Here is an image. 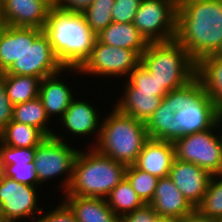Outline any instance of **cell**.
<instances>
[{
  "mask_svg": "<svg viewBox=\"0 0 222 222\" xmlns=\"http://www.w3.org/2000/svg\"><path fill=\"white\" fill-rule=\"evenodd\" d=\"M175 39L197 63L222 44V0H178Z\"/></svg>",
  "mask_w": 222,
  "mask_h": 222,
  "instance_id": "obj_1",
  "label": "cell"
},
{
  "mask_svg": "<svg viewBox=\"0 0 222 222\" xmlns=\"http://www.w3.org/2000/svg\"><path fill=\"white\" fill-rule=\"evenodd\" d=\"M43 32L64 68H80L96 40L82 13L58 8H50Z\"/></svg>",
  "mask_w": 222,
  "mask_h": 222,
  "instance_id": "obj_2",
  "label": "cell"
},
{
  "mask_svg": "<svg viewBox=\"0 0 222 222\" xmlns=\"http://www.w3.org/2000/svg\"><path fill=\"white\" fill-rule=\"evenodd\" d=\"M109 114L101 121L100 134L96 138L98 142L93 148L126 166L134 165L150 139L146 123L120 112L116 107Z\"/></svg>",
  "mask_w": 222,
  "mask_h": 222,
  "instance_id": "obj_3",
  "label": "cell"
},
{
  "mask_svg": "<svg viewBox=\"0 0 222 222\" xmlns=\"http://www.w3.org/2000/svg\"><path fill=\"white\" fill-rule=\"evenodd\" d=\"M127 166L98 152L79 150L73 177L65 195L106 199L111 190L125 178Z\"/></svg>",
  "mask_w": 222,
  "mask_h": 222,
  "instance_id": "obj_4",
  "label": "cell"
},
{
  "mask_svg": "<svg viewBox=\"0 0 222 222\" xmlns=\"http://www.w3.org/2000/svg\"><path fill=\"white\" fill-rule=\"evenodd\" d=\"M141 64L155 77L166 94L185 86L196 77V62L176 40L149 43Z\"/></svg>",
  "mask_w": 222,
  "mask_h": 222,
  "instance_id": "obj_5",
  "label": "cell"
},
{
  "mask_svg": "<svg viewBox=\"0 0 222 222\" xmlns=\"http://www.w3.org/2000/svg\"><path fill=\"white\" fill-rule=\"evenodd\" d=\"M63 69L43 30L23 27L22 54L4 74L33 76L42 80Z\"/></svg>",
  "mask_w": 222,
  "mask_h": 222,
  "instance_id": "obj_6",
  "label": "cell"
},
{
  "mask_svg": "<svg viewBox=\"0 0 222 222\" xmlns=\"http://www.w3.org/2000/svg\"><path fill=\"white\" fill-rule=\"evenodd\" d=\"M221 123L222 114L211 128L174 140L175 158L196 164L211 175L222 173V135L213 133Z\"/></svg>",
  "mask_w": 222,
  "mask_h": 222,
  "instance_id": "obj_7",
  "label": "cell"
},
{
  "mask_svg": "<svg viewBox=\"0 0 222 222\" xmlns=\"http://www.w3.org/2000/svg\"><path fill=\"white\" fill-rule=\"evenodd\" d=\"M62 136L53 134L45 138L35 147L34 164L39 183L67 173L63 179V192H66L73 177L74 163L79 153L78 149L65 143Z\"/></svg>",
  "mask_w": 222,
  "mask_h": 222,
  "instance_id": "obj_8",
  "label": "cell"
},
{
  "mask_svg": "<svg viewBox=\"0 0 222 222\" xmlns=\"http://www.w3.org/2000/svg\"><path fill=\"white\" fill-rule=\"evenodd\" d=\"M177 5L178 0H142L133 24L148 43L174 40Z\"/></svg>",
  "mask_w": 222,
  "mask_h": 222,
  "instance_id": "obj_9",
  "label": "cell"
},
{
  "mask_svg": "<svg viewBox=\"0 0 222 222\" xmlns=\"http://www.w3.org/2000/svg\"><path fill=\"white\" fill-rule=\"evenodd\" d=\"M140 64L141 56L136 51L110 46L96 38L90 57L80 68L72 69L85 74L123 77Z\"/></svg>",
  "mask_w": 222,
  "mask_h": 222,
  "instance_id": "obj_10",
  "label": "cell"
},
{
  "mask_svg": "<svg viewBox=\"0 0 222 222\" xmlns=\"http://www.w3.org/2000/svg\"><path fill=\"white\" fill-rule=\"evenodd\" d=\"M34 186L19 183L3 176L0 180V204L2 215L8 222H16L23 217H35V213L43 211L38 208V200ZM34 216V217H33Z\"/></svg>",
  "mask_w": 222,
  "mask_h": 222,
  "instance_id": "obj_11",
  "label": "cell"
},
{
  "mask_svg": "<svg viewBox=\"0 0 222 222\" xmlns=\"http://www.w3.org/2000/svg\"><path fill=\"white\" fill-rule=\"evenodd\" d=\"M168 176L194 208L201 203L212 177L196 164L176 158L172 162Z\"/></svg>",
  "mask_w": 222,
  "mask_h": 222,
  "instance_id": "obj_12",
  "label": "cell"
},
{
  "mask_svg": "<svg viewBox=\"0 0 222 222\" xmlns=\"http://www.w3.org/2000/svg\"><path fill=\"white\" fill-rule=\"evenodd\" d=\"M50 11L42 0H3L1 13L4 25L33 27L43 30Z\"/></svg>",
  "mask_w": 222,
  "mask_h": 222,
  "instance_id": "obj_13",
  "label": "cell"
},
{
  "mask_svg": "<svg viewBox=\"0 0 222 222\" xmlns=\"http://www.w3.org/2000/svg\"><path fill=\"white\" fill-rule=\"evenodd\" d=\"M221 114L210 98L201 92L189 106L175 113L174 120L179 122L185 135L211 128L219 120Z\"/></svg>",
  "mask_w": 222,
  "mask_h": 222,
  "instance_id": "obj_14",
  "label": "cell"
},
{
  "mask_svg": "<svg viewBox=\"0 0 222 222\" xmlns=\"http://www.w3.org/2000/svg\"><path fill=\"white\" fill-rule=\"evenodd\" d=\"M149 204L160 217L177 219L195 209L169 176L159 178L154 197Z\"/></svg>",
  "mask_w": 222,
  "mask_h": 222,
  "instance_id": "obj_15",
  "label": "cell"
},
{
  "mask_svg": "<svg viewBox=\"0 0 222 222\" xmlns=\"http://www.w3.org/2000/svg\"><path fill=\"white\" fill-rule=\"evenodd\" d=\"M174 158L172 141L149 139L134 165L157 178H162L169 175Z\"/></svg>",
  "mask_w": 222,
  "mask_h": 222,
  "instance_id": "obj_16",
  "label": "cell"
},
{
  "mask_svg": "<svg viewBox=\"0 0 222 222\" xmlns=\"http://www.w3.org/2000/svg\"><path fill=\"white\" fill-rule=\"evenodd\" d=\"M72 70L64 68L60 72L43 78L39 87V98L42 100L47 117L50 119L53 114L59 115V120L74 99L71 89L59 79L62 71Z\"/></svg>",
  "mask_w": 222,
  "mask_h": 222,
  "instance_id": "obj_17",
  "label": "cell"
},
{
  "mask_svg": "<svg viewBox=\"0 0 222 222\" xmlns=\"http://www.w3.org/2000/svg\"><path fill=\"white\" fill-rule=\"evenodd\" d=\"M98 114L96 109L88 102L74 98L59 121L63 123L67 131L76 134V136H91V134L93 135L94 132L98 131L97 136L99 137L101 122L99 124Z\"/></svg>",
  "mask_w": 222,
  "mask_h": 222,
  "instance_id": "obj_18",
  "label": "cell"
},
{
  "mask_svg": "<svg viewBox=\"0 0 222 222\" xmlns=\"http://www.w3.org/2000/svg\"><path fill=\"white\" fill-rule=\"evenodd\" d=\"M176 111L171 106V91L162 99L160 106L146 122L150 139L174 141L183 137L179 122L174 120Z\"/></svg>",
  "mask_w": 222,
  "mask_h": 222,
  "instance_id": "obj_19",
  "label": "cell"
},
{
  "mask_svg": "<svg viewBox=\"0 0 222 222\" xmlns=\"http://www.w3.org/2000/svg\"><path fill=\"white\" fill-rule=\"evenodd\" d=\"M64 202L73 211L78 222H120L108 206L107 199L65 195Z\"/></svg>",
  "mask_w": 222,
  "mask_h": 222,
  "instance_id": "obj_20",
  "label": "cell"
},
{
  "mask_svg": "<svg viewBox=\"0 0 222 222\" xmlns=\"http://www.w3.org/2000/svg\"><path fill=\"white\" fill-rule=\"evenodd\" d=\"M196 77L214 106L222 113V57L211 54L196 63Z\"/></svg>",
  "mask_w": 222,
  "mask_h": 222,
  "instance_id": "obj_21",
  "label": "cell"
},
{
  "mask_svg": "<svg viewBox=\"0 0 222 222\" xmlns=\"http://www.w3.org/2000/svg\"><path fill=\"white\" fill-rule=\"evenodd\" d=\"M125 84V93L114 106L120 112L146 123L163 98L154 96V93L138 92L128 81Z\"/></svg>",
  "mask_w": 222,
  "mask_h": 222,
  "instance_id": "obj_22",
  "label": "cell"
},
{
  "mask_svg": "<svg viewBox=\"0 0 222 222\" xmlns=\"http://www.w3.org/2000/svg\"><path fill=\"white\" fill-rule=\"evenodd\" d=\"M96 38L107 45L134 50L140 56L146 50L148 42L132 23L112 22L96 35Z\"/></svg>",
  "mask_w": 222,
  "mask_h": 222,
  "instance_id": "obj_23",
  "label": "cell"
},
{
  "mask_svg": "<svg viewBox=\"0 0 222 222\" xmlns=\"http://www.w3.org/2000/svg\"><path fill=\"white\" fill-rule=\"evenodd\" d=\"M47 138L38 128L11 121L1 132L0 141L7 146L30 148Z\"/></svg>",
  "mask_w": 222,
  "mask_h": 222,
  "instance_id": "obj_24",
  "label": "cell"
},
{
  "mask_svg": "<svg viewBox=\"0 0 222 222\" xmlns=\"http://www.w3.org/2000/svg\"><path fill=\"white\" fill-rule=\"evenodd\" d=\"M7 97L13 105L39 97L41 79L33 76L4 74Z\"/></svg>",
  "mask_w": 222,
  "mask_h": 222,
  "instance_id": "obj_25",
  "label": "cell"
},
{
  "mask_svg": "<svg viewBox=\"0 0 222 222\" xmlns=\"http://www.w3.org/2000/svg\"><path fill=\"white\" fill-rule=\"evenodd\" d=\"M12 120L34 126L46 137H52L54 134V132L48 128L49 118L46 115L42 100L39 97L31 101L13 105Z\"/></svg>",
  "mask_w": 222,
  "mask_h": 222,
  "instance_id": "obj_26",
  "label": "cell"
},
{
  "mask_svg": "<svg viewBox=\"0 0 222 222\" xmlns=\"http://www.w3.org/2000/svg\"><path fill=\"white\" fill-rule=\"evenodd\" d=\"M23 51V27L6 26L0 31V73L6 72Z\"/></svg>",
  "mask_w": 222,
  "mask_h": 222,
  "instance_id": "obj_27",
  "label": "cell"
},
{
  "mask_svg": "<svg viewBox=\"0 0 222 222\" xmlns=\"http://www.w3.org/2000/svg\"><path fill=\"white\" fill-rule=\"evenodd\" d=\"M106 199H108V206L112 209L113 213L119 217L145 204L126 178L111 190Z\"/></svg>",
  "mask_w": 222,
  "mask_h": 222,
  "instance_id": "obj_28",
  "label": "cell"
},
{
  "mask_svg": "<svg viewBox=\"0 0 222 222\" xmlns=\"http://www.w3.org/2000/svg\"><path fill=\"white\" fill-rule=\"evenodd\" d=\"M196 209L201 214L222 222V173L212 175L206 193Z\"/></svg>",
  "mask_w": 222,
  "mask_h": 222,
  "instance_id": "obj_29",
  "label": "cell"
},
{
  "mask_svg": "<svg viewBox=\"0 0 222 222\" xmlns=\"http://www.w3.org/2000/svg\"><path fill=\"white\" fill-rule=\"evenodd\" d=\"M125 178L144 203L149 204L152 201L159 178L135 165L127 166Z\"/></svg>",
  "mask_w": 222,
  "mask_h": 222,
  "instance_id": "obj_30",
  "label": "cell"
},
{
  "mask_svg": "<svg viewBox=\"0 0 222 222\" xmlns=\"http://www.w3.org/2000/svg\"><path fill=\"white\" fill-rule=\"evenodd\" d=\"M115 0H94L82 13L89 28L97 35L113 22L112 6Z\"/></svg>",
  "mask_w": 222,
  "mask_h": 222,
  "instance_id": "obj_31",
  "label": "cell"
},
{
  "mask_svg": "<svg viewBox=\"0 0 222 222\" xmlns=\"http://www.w3.org/2000/svg\"><path fill=\"white\" fill-rule=\"evenodd\" d=\"M127 81L138 91L154 93V96L163 98L166 93L160 89V85L155 77L140 64L129 73Z\"/></svg>",
  "mask_w": 222,
  "mask_h": 222,
  "instance_id": "obj_32",
  "label": "cell"
},
{
  "mask_svg": "<svg viewBox=\"0 0 222 222\" xmlns=\"http://www.w3.org/2000/svg\"><path fill=\"white\" fill-rule=\"evenodd\" d=\"M4 176L19 183L37 187L39 185L34 161H13L3 167Z\"/></svg>",
  "mask_w": 222,
  "mask_h": 222,
  "instance_id": "obj_33",
  "label": "cell"
},
{
  "mask_svg": "<svg viewBox=\"0 0 222 222\" xmlns=\"http://www.w3.org/2000/svg\"><path fill=\"white\" fill-rule=\"evenodd\" d=\"M202 92L201 82L195 77L185 86L171 90V106L177 112L189 106Z\"/></svg>",
  "mask_w": 222,
  "mask_h": 222,
  "instance_id": "obj_34",
  "label": "cell"
},
{
  "mask_svg": "<svg viewBox=\"0 0 222 222\" xmlns=\"http://www.w3.org/2000/svg\"><path fill=\"white\" fill-rule=\"evenodd\" d=\"M142 0H115L112 6V19L117 23H132Z\"/></svg>",
  "mask_w": 222,
  "mask_h": 222,
  "instance_id": "obj_35",
  "label": "cell"
},
{
  "mask_svg": "<svg viewBox=\"0 0 222 222\" xmlns=\"http://www.w3.org/2000/svg\"><path fill=\"white\" fill-rule=\"evenodd\" d=\"M35 147L19 148L4 145L0 141V161L3 165H11L13 161H34Z\"/></svg>",
  "mask_w": 222,
  "mask_h": 222,
  "instance_id": "obj_36",
  "label": "cell"
},
{
  "mask_svg": "<svg viewBox=\"0 0 222 222\" xmlns=\"http://www.w3.org/2000/svg\"><path fill=\"white\" fill-rule=\"evenodd\" d=\"M13 119V104L7 97L4 81V72L0 73V132Z\"/></svg>",
  "mask_w": 222,
  "mask_h": 222,
  "instance_id": "obj_37",
  "label": "cell"
},
{
  "mask_svg": "<svg viewBox=\"0 0 222 222\" xmlns=\"http://www.w3.org/2000/svg\"><path fill=\"white\" fill-rule=\"evenodd\" d=\"M159 215L150 204H144L136 210L120 217V222H157Z\"/></svg>",
  "mask_w": 222,
  "mask_h": 222,
  "instance_id": "obj_38",
  "label": "cell"
},
{
  "mask_svg": "<svg viewBox=\"0 0 222 222\" xmlns=\"http://www.w3.org/2000/svg\"><path fill=\"white\" fill-rule=\"evenodd\" d=\"M34 222H78L73 211L69 206L63 201L60 205H57L53 211H49L48 214H44L43 217L40 216L38 220Z\"/></svg>",
  "mask_w": 222,
  "mask_h": 222,
  "instance_id": "obj_39",
  "label": "cell"
},
{
  "mask_svg": "<svg viewBox=\"0 0 222 222\" xmlns=\"http://www.w3.org/2000/svg\"><path fill=\"white\" fill-rule=\"evenodd\" d=\"M94 0H61L58 9L83 13Z\"/></svg>",
  "mask_w": 222,
  "mask_h": 222,
  "instance_id": "obj_40",
  "label": "cell"
},
{
  "mask_svg": "<svg viewBox=\"0 0 222 222\" xmlns=\"http://www.w3.org/2000/svg\"><path fill=\"white\" fill-rule=\"evenodd\" d=\"M180 222H218L203 214H201L196 208L187 215L180 218Z\"/></svg>",
  "mask_w": 222,
  "mask_h": 222,
  "instance_id": "obj_41",
  "label": "cell"
},
{
  "mask_svg": "<svg viewBox=\"0 0 222 222\" xmlns=\"http://www.w3.org/2000/svg\"><path fill=\"white\" fill-rule=\"evenodd\" d=\"M50 8H58L61 0H42Z\"/></svg>",
  "mask_w": 222,
  "mask_h": 222,
  "instance_id": "obj_42",
  "label": "cell"
},
{
  "mask_svg": "<svg viewBox=\"0 0 222 222\" xmlns=\"http://www.w3.org/2000/svg\"><path fill=\"white\" fill-rule=\"evenodd\" d=\"M157 222H180V219L177 218H168V217H159Z\"/></svg>",
  "mask_w": 222,
  "mask_h": 222,
  "instance_id": "obj_43",
  "label": "cell"
},
{
  "mask_svg": "<svg viewBox=\"0 0 222 222\" xmlns=\"http://www.w3.org/2000/svg\"><path fill=\"white\" fill-rule=\"evenodd\" d=\"M3 27H4V22L2 19V13H1V7H0V31L2 30Z\"/></svg>",
  "mask_w": 222,
  "mask_h": 222,
  "instance_id": "obj_44",
  "label": "cell"
},
{
  "mask_svg": "<svg viewBox=\"0 0 222 222\" xmlns=\"http://www.w3.org/2000/svg\"><path fill=\"white\" fill-rule=\"evenodd\" d=\"M3 176H4L3 165L0 161V180L2 179Z\"/></svg>",
  "mask_w": 222,
  "mask_h": 222,
  "instance_id": "obj_45",
  "label": "cell"
},
{
  "mask_svg": "<svg viewBox=\"0 0 222 222\" xmlns=\"http://www.w3.org/2000/svg\"><path fill=\"white\" fill-rule=\"evenodd\" d=\"M215 55L222 57V44L220 48L218 49V51L215 53Z\"/></svg>",
  "mask_w": 222,
  "mask_h": 222,
  "instance_id": "obj_46",
  "label": "cell"
},
{
  "mask_svg": "<svg viewBox=\"0 0 222 222\" xmlns=\"http://www.w3.org/2000/svg\"><path fill=\"white\" fill-rule=\"evenodd\" d=\"M0 222H8L2 214H0Z\"/></svg>",
  "mask_w": 222,
  "mask_h": 222,
  "instance_id": "obj_47",
  "label": "cell"
}]
</instances>
